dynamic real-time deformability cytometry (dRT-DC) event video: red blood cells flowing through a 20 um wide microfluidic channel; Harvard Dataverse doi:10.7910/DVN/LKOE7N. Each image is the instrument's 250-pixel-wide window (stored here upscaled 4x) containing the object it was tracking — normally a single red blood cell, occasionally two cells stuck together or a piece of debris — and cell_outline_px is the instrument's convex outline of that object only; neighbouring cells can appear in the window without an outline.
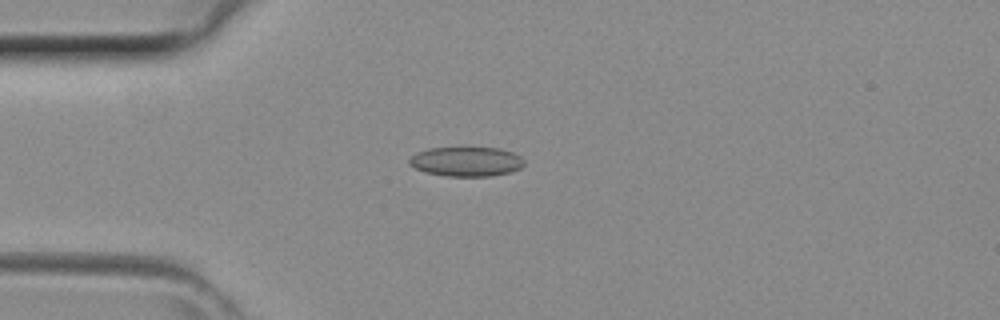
{"species": "common noctule bat (a hibernating species)", "species_latin": "Nyctalus noctula", "temperature_condition": "room temperature", "stored_images_in_passage": 18, "camera_frame_rate_fps": 3000, "um_per_image_px": 0.085, "animal": {"sex": "female", "body_mass_g": 29.2, "forearm_length_mm": 56.3}, "frame": {"image": 1, "passage_image": 11, "time_ms": 3.333, "image_size_px": [1000, 320], "cell_outline_px": [[524, 164], [520, 168], [508, 172], [488, 176], [448, 176], [424, 172], [408, 164], [408, 160], [416, 152], [428, 148], [500, 148], [512, 152], [520, 156], [524, 160]], "centroid_in_image_um": [39.61, 13.73], "position_along_channel_um": 45.4, "area_um2": 19.65}}
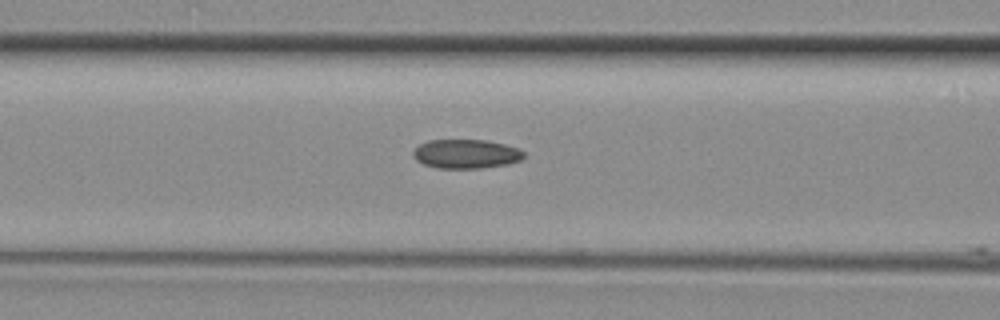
{"frame": {"image": 2, "passage_image": 17, "time_ms": 5.333, "image_size_px": [1000, 320], "cell_outline_px": [[524, 156], [520, 160], [508, 164], [480, 168], [436, 168], [424, 164], [416, 160], [412, 156], [412, 152], [420, 144], [428, 140], [484, 140], [504, 144], [520, 148], [524, 152]], "centroid_in_image_um": [39.61, 13.08], "position_along_channel_um": 127.0, "area_um2": 18.79}}